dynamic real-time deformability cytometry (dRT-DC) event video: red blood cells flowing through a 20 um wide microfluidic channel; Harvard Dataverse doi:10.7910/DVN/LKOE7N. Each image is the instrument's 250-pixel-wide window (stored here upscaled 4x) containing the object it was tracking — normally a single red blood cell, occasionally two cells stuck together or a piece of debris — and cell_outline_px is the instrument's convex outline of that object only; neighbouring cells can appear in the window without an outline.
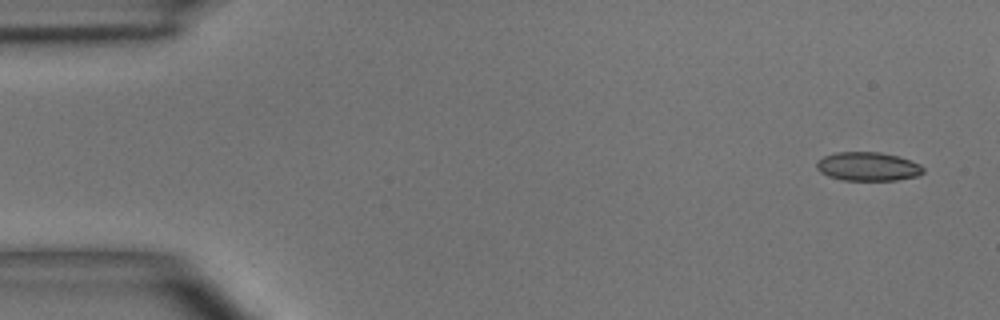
{"species": "common noctule bat (a hibernating species)", "species_latin": "Nyctalus noctula", "temperature_condition": "room temperature", "stored_images_in_passage": 3, "camera_frame_rate_fps": 3000, "um_per_image_px": 0.085, "animal": {"sex": "male", "body_mass_g": 15.6}, "frame": {"image": 1, "passage_image": 1, "time_ms": 0.0, "image_size_px": [1000, 320], "cell_outline_px": [[924, 172], [916, 176], [896, 180], [840, 180], [828, 176], [820, 172], [816, 168], [816, 160], [824, 156], [836, 152], [880, 152], [896, 156], [920, 164], [924, 168]], "centroid_in_image_um": [73.72, 14.15], "position_along_channel_um": 11.3, "area_um2": 17.86}}